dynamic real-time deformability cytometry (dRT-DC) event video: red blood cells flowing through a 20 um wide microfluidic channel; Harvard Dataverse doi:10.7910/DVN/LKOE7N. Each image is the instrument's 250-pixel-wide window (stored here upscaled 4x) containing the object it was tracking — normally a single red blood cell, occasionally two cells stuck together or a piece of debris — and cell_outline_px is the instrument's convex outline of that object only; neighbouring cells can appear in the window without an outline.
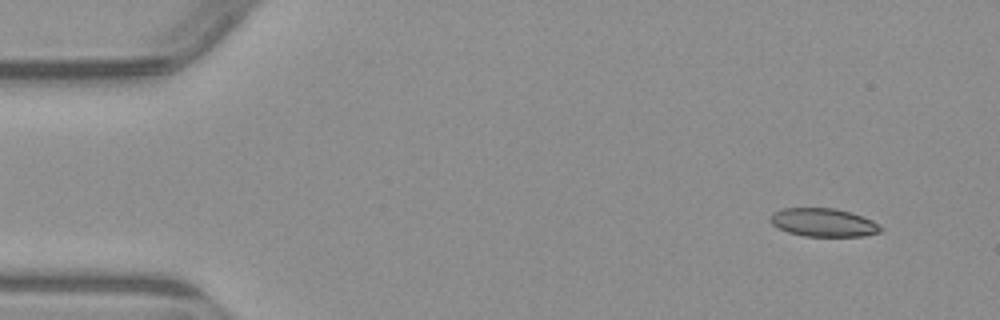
{"species": "common noctule bat (a hibernating species)", "species_latin": "Nyctalus noctula", "temperature_condition": "warm", "stored_images_in_passage": 4, "segment_of_instrument_passage": [1, 2], "camera_frame_rate_fps": 3000, "um_per_image_px": 0.085, "animal": {"sex": "male", "body_mass_g": 23.1, "forearm_length_mm": 52.7}, "frame": {"image": 1, "passage_image": 1, "time_ms": 0.0, "image_size_px": [1000, 320], "cell_outline_px": [[884, 228], [880, 232], [864, 236], [804, 236], [788, 232], [772, 224], [768, 220], [772, 212], [784, 208], [836, 208], [852, 212], [872, 220]], "centroid_in_image_um": [69.99, 18.9], "position_along_channel_um": 15.0, "area_um2": 18.32}}